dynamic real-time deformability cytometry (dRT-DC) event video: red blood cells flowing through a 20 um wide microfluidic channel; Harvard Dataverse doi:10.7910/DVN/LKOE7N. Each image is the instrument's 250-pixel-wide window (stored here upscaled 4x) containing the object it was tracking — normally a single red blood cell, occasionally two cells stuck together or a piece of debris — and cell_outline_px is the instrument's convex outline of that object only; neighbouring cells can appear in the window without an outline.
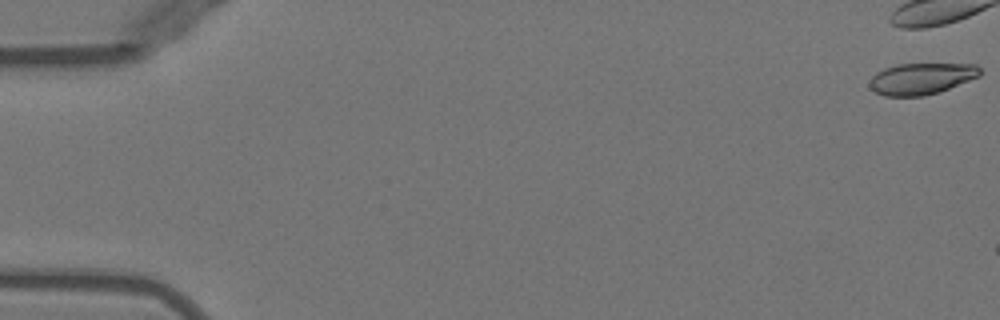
{"species": "Egyptian fruit bat (a non-hibernating species)", "species_latin": "Rousettus aegyptiacus", "temperature_condition": "warm", "stored_images_in_passage": 7, "camera_frame_rate_fps": 3000, "um_per_image_px": 0.085, "animal": {"sex": "female"}, "frame": {"image": 1, "passage_image": 1, "time_ms": 0.0, "image_size_px": [1000, 320], "cell_outline_px": [[980, 76], [940, 92], [924, 96], [884, 96], [876, 92], [868, 84], [872, 76], [876, 72], [884, 68], [896, 64], [976, 64], [980, 68]], "centroid_in_image_um": [78.31, 6.69], "position_along_channel_um": 6.7, "area_um2": 20.29}}